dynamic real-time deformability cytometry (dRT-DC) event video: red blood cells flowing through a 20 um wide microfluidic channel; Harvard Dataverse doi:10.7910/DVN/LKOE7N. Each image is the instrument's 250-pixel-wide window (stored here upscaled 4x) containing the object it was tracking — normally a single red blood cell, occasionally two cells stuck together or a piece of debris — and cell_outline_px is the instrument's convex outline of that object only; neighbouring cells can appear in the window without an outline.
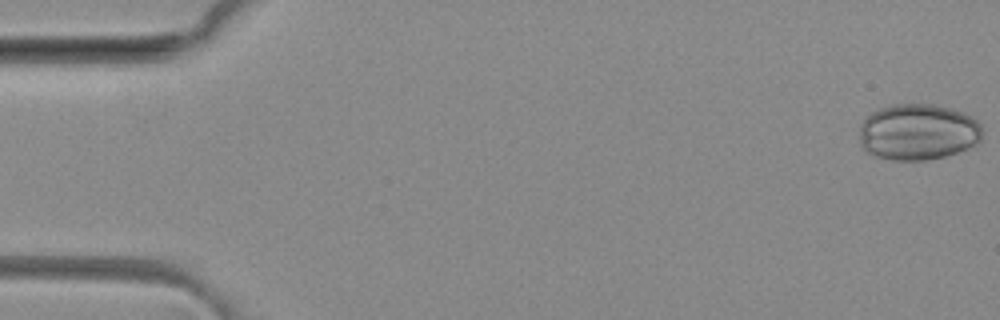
{"species": "common noctule bat (a hibernating species)", "species_latin": "Nyctalus noctula", "temperature_condition": "room temperature", "stored_images_in_passage": 50, "camera_frame_rate_fps": 3000, "um_per_image_px": 0.085, "animal": {"sex": "female", "body_mass_g": 29.2, "forearm_length_mm": 56.3}, "frame": {"image": 1, "passage_image": 1, "time_ms": 0.0, "image_size_px": [1000, 320], "cell_outline_px": [[984, 128], [980, 140], [976, 144], [956, 152], [944, 156], [928, 160], [892, 160], [872, 156], [860, 144], [860, 124], [872, 112], [880, 108], [892, 104], [932, 104], [948, 108], [972, 116]], "centroid_in_image_um": [78.02, 11.22], "position_along_channel_um": 7.0, "area_um2": 40.34}}
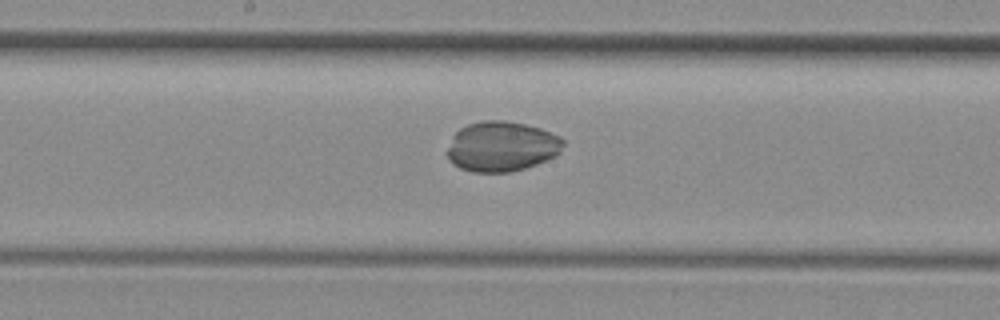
{"frame": {"image": 2, "passage_image": 26, "time_ms": 8.333, "image_size_px": [1000, 320], "cell_outline_px": [[564, 144], [560, 152], [556, 156], [536, 164], [524, 168], [508, 172], [472, 172], [460, 168], [452, 164], [448, 160], [448, 148], [452, 136], [460, 128], [468, 124], [480, 120], [504, 120], [524, 124], [540, 128], [560, 136], [564, 140]], "centroid_in_image_um": [42.63, 12.44], "position_along_channel_um": 205.6, "area_um2": 33.99}}
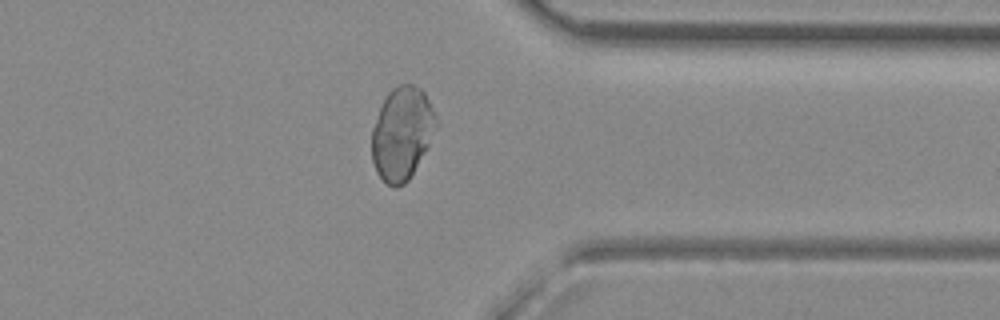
{"frame": {"image": 3, "passage_image": 39, "time_ms": 12.667, "image_size_px": [1000, 320], "cell_outline_px": [[436, 128], [428, 148], [408, 180], [404, 184], [396, 188], [388, 184], [376, 172], [372, 160], [372, 128], [380, 108], [388, 92], [392, 88], [400, 84], [412, 84], [420, 88], [424, 92], [436, 116]], "centroid_in_image_um": [34.17, 11.34], "position_along_channel_um": 377.2, "area_um2": 34.62}}